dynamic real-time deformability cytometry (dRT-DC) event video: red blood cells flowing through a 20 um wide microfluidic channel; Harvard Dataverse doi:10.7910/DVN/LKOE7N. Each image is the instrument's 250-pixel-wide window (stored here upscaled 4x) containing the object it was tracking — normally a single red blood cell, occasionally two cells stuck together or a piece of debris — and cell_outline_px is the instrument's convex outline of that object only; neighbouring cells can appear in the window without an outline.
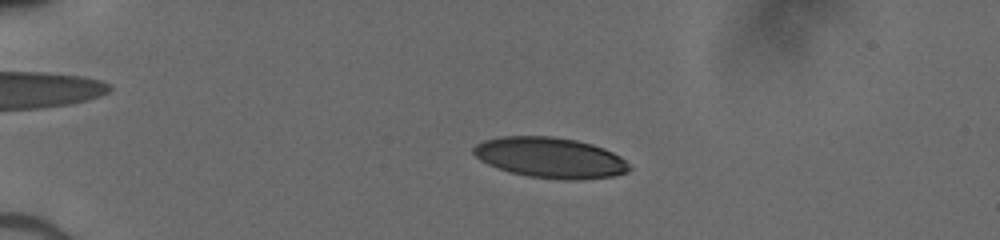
{"species": "human", "species_latin": "Homo sapiens", "temperature_condition": "cold", "stored_images_in_passage": 40, "camera_frame_rate_fps": 3000, "um_per_image_px": 0.085, "donor": {"sex": "male"}, "frame": {"image": 1, "passage_image": 2, "time_ms": 0.333, "image_size_px": [1000, 240], "cell_outline_px": [[632, 168], [628, 172], [612, 176], [528, 176], [512, 172], [488, 164], [480, 160], [472, 152], [472, 148], [476, 144], [484, 140], [500, 136], [552, 136], [576, 140], [592, 144], [604, 148], [620, 156]], "centroid_in_image_um": [46.7, 13.33], "position_along_channel_um": 38.3, "area_um2": 35.37}}
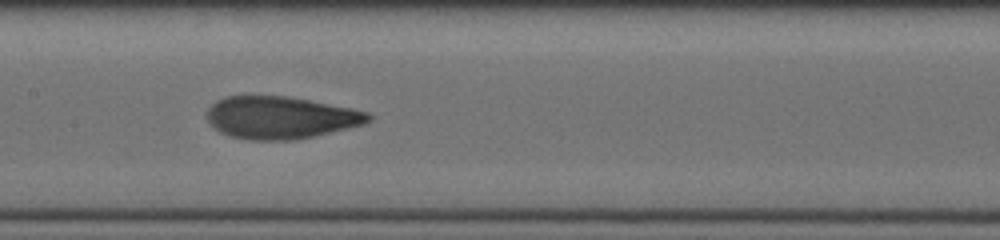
{"frame": {"image": 2, "passage_image": 17, "time_ms": 5.333, "image_size_px": [1000, 240], "cell_outline_px": [[372, 120], [364, 124], [296, 140], [248, 140], [232, 136], [220, 132], [208, 120], [208, 108], [216, 100], [228, 96], [288, 96], [352, 108], [368, 112], [372, 116]], "centroid_in_image_um": [23.87, 9.99], "position_along_channel_um": 183.5, "area_um2": 39.65}}
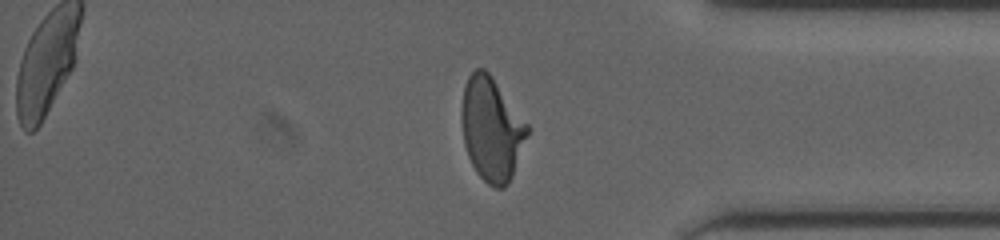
{"frame": {"image": 3, "passage_image": 33, "time_ms": 10.667, "image_size_px": [1000, 240], "cell_outline_px": [[532, 128], [512, 176], [508, 184], [504, 188], [496, 188], [488, 184], [476, 172], [468, 156], [464, 144], [460, 116], [460, 112], [464, 84], [468, 76], [476, 68], [484, 68], [492, 76]], "centroid_in_image_um": [41.8, 10.96], "position_along_channel_um": 393.4, "area_um2": 40.29}}